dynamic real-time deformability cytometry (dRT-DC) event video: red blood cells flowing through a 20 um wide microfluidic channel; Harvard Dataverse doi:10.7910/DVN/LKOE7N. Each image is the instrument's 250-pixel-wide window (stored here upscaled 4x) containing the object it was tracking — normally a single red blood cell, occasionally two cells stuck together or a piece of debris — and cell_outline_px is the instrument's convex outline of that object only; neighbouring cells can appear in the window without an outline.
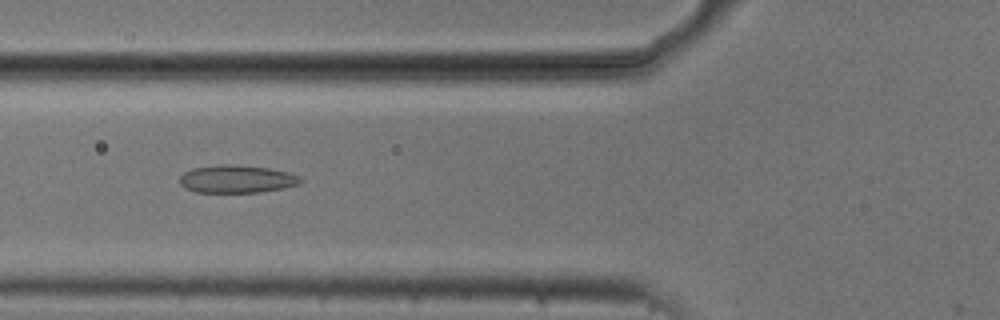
{"species": "common noctule bat (a hibernating species)", "species_latin": "Nyctalus noctula", "temperature_condition": "cold", "stored_images_in_passage": 38, "camera_frame_rate_fps": 3000, "um_per_image_px": 0.085, "animal": {"sex": "male", "body_mass_g": 20.5, "forearm_length_mm": 52.5}, "frame": {"image": 1, "passage_image": 6, "time_ms": 1.667, "image_size_px": [1000, 320], "cell_outline_px": [[304, 180], [300, 184], [284, 188], [260, 192], [196, 192], [184, 188], [180, 184], [180, 176], [184, 172], [192, 168], [224, 164], [236, 164], [268, 168], [288, 172], [300, 176]], "centroid_in_image_um": [20.14, 15.21], "position_along_channel_um": 105.7, "area_um2": 19.71}}
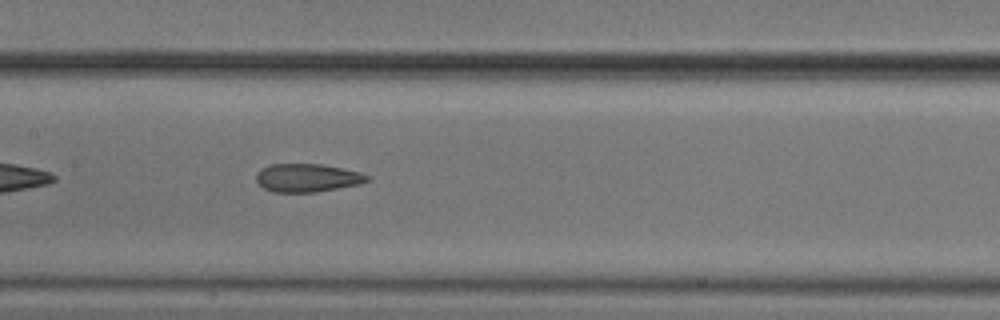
{"frame": {"image": 2, "passage_image": 12, "time_ms": 3.667, "image_size_px": [1000, 320], "cell_outline_px": [[372, 180], [360, 184], [316, 192], [272, 192], [264, 188], [256, 180], [256, 176], [264, 168], [272, 164], [324, 164], [344, 168], [368, 176]], "centroid_in_image_um": [26.15, 15.12], "position_along_channel_um": 181.2, "area_um2": 18.09}}
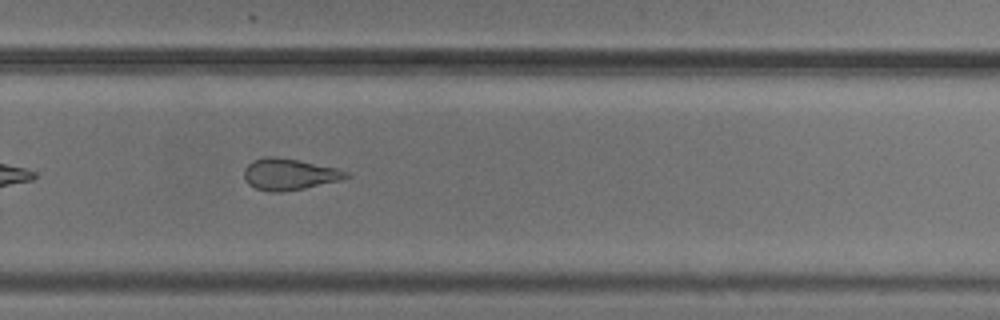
{"frame": {"image": 3, "passage_image": 22, "time_ms": 7.0, "image_size_px": [1000, 320], "cell_outline_px": [[352, 176], [340, 180], [304, 188], [284, 192], [272, 192], [256, 188], [248, 184], [244, 180], [244, 168], [252, 160], [264, 156], [276, 156], [300, 160], [336, 168], [348, 172]], "centroid_in_image_um": [24.56, 14.8], "position_along_channel_um": 305.2, "area_um2": 18.84}, "authors_computed_cell_mechanics": {"area_um2": 19.074, "velocity_mm_per_s": 3.7407, "shape_relaxation_time_tau1_ms": 11.2575, "shape_relaxation_time_tau2_ms": 1.7074, "deformation_change_tau1": 0.2369, "deformation_change_tau2": 0.1024}}